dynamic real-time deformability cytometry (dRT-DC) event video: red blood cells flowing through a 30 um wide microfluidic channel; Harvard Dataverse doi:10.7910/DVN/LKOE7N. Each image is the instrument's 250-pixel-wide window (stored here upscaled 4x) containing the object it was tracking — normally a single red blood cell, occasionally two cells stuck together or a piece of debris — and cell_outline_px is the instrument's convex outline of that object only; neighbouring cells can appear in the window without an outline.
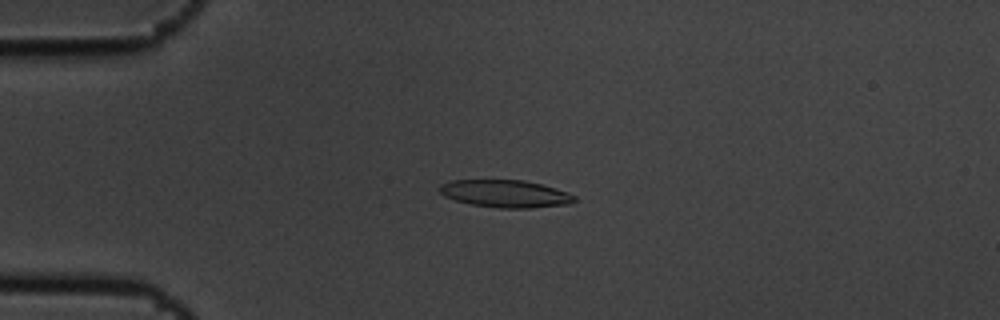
{"species": "common noctule bat (a hibernating species)", "species_latin": "Nyctalus noctula", "temperature_condition": "cold", "stored_images_in_passage": 14, "camera_frame_rate_fps": 3000, "um_per_image_px": 0.085, "animal": {"sex": "male", "body_mass_g": 19.5, "forearm_length_mm": 54.6}, "frame": {"image": 1, "passage_image": 4, "time_ms": 1.0, "image_size_px": [1000, 320], "cell_outline_px": [[576, 200], [568, 204], [532, 208], [496, 208], [468, 204], [444, 196], [440, 192], [440, 184], [452, 180], [524, 180], [540, 184], [568, 192], [576, 196]], "centroid_in_image_um": [42.95, 16.47], "position_along_channel_um": 42.0, "area_um2": 21.62}}
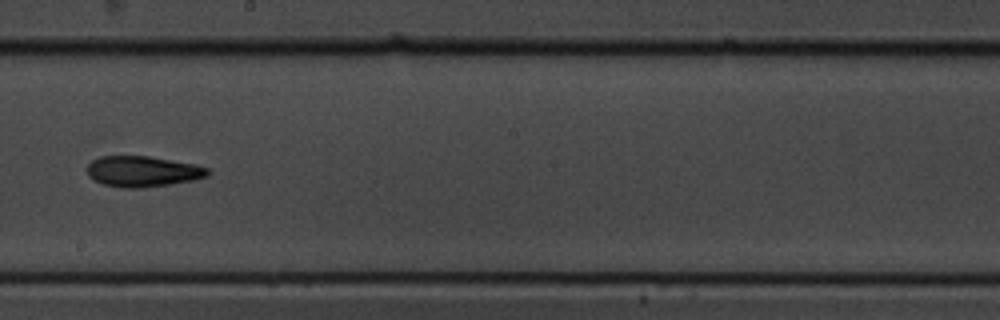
{"frame": {"image": 2, "passage_image": 9, "time_ms": 2.667, "image_size_px": [1000, 320], "cell_outline_px": [[212, 172], [208, 176], [192, 180], [168, 184], [140, 188], [120, 188], [104, 184], [92, 180], [88, 176], [88, 164], [92, 160], [100, 156], [148, 156], [196, 164], [208, 168]], "centroid_in_image_um": [12.13, 14.57], "position_along_channel_um": 236.1, "area_um2": 21.68}}
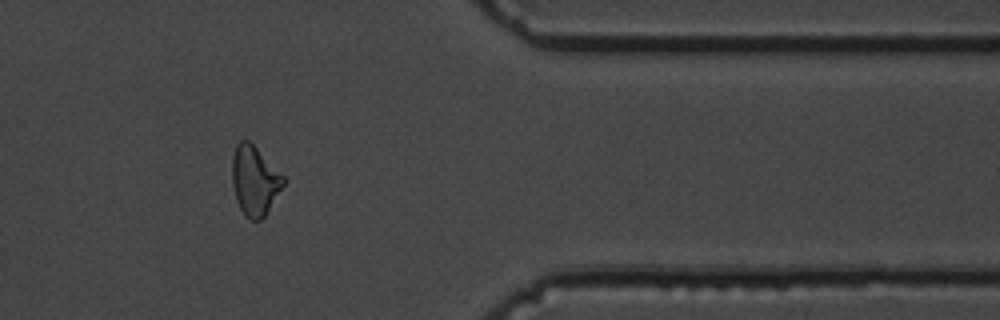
{"frame": {"image": 3, "passage_image": 13, "time_ms": 4.0, "image_size_px": [1000, 320], "cell_outline_px": [[288, 180], [264, 216], [260, 220], [248, 220], [244, 216], [236, 200], [232, 184], [232, 156], [236, 144], [240, 140], [248, 140]], "centroid_in_image_um": [21.64, 15.37], "position_along_channel_um": 389.8, "area_um2": 20.81}}